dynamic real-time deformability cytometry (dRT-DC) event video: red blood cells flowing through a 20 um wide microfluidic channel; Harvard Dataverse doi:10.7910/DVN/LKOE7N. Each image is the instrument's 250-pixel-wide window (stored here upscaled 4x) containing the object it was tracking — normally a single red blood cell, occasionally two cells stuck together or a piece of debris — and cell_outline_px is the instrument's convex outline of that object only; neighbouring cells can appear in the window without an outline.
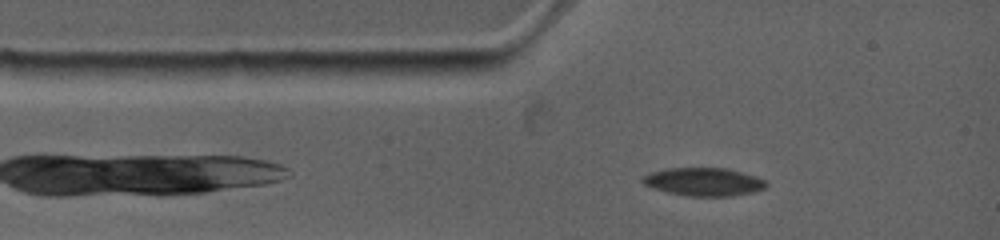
{"species": "common noctule bat (a hibernating species)", "species_latin": "Nyctalus noctula", "temperature_condition": "warm", "stored_images_in_passage": 40, "camera_frame_rate_fps": 4500, "um_per_image_px": 0.085, "animal": {"sex": "female", "body_mass_g": 19.0, "forearm_length_mm": 53.3}, "frame": {"image": 1, "passage_image": 5, "time_ms": 1.333, "image_size_px": [1000, 240], "cell_outline_px": [[768, 184], [764, 188], [752, 192], [732, 196], [688, 196], [668, 192], [644, 184], [640, 180], [644, 176], [652, 172], [664, 168], [728, 168], [756, 176], [764, 180]], "centroid_in_image_um": [59.83, 15.44], "position_along_channel_um": 25.2, "area_um2": 20.11}}
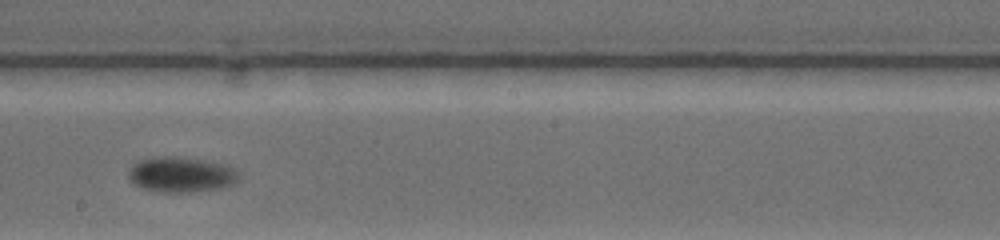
{"frame": {"image": 2, "passage_image": 23, "time_ms": 7.111, "image_size_px": [1000, 240], "cell_outline_px": [[240, 176], [232, 184], [224, 188], [192, 192], [156, 192], [140, 188], [132, 184], [128, 176], [128, 168], [132, 164], [140, 160], [164, 156], [204, 160], [224, 164], [236, 168]], "centroid_in_image_um": [15.37, 14.86], "position_along_channel_um": 232.8, "area_um2": 22.95}}
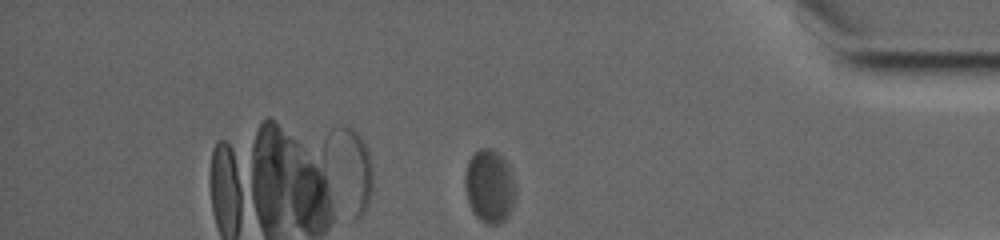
{"frame": {"image": 3, "passage_image": 40, "time_ms": 12.222, "image_size_px": [1000, 240], "cell_outline_px": [[516, 196], [512, 208], [508, 216], [500, 224], [488, 224], [476, 216], [468, 200], [464, 184], [464, 176], [468, 160], [480, 148], [492, 148], [508, 164], [516, 184]], "centroid_in_image_um": [41.63, 15.83], "position_along_channel_um": 393.6, "area_um2": 21.62}, "authors_computed_cell_mechanics": {"area_um2": 22.2241, "velocity_mm_per_s": 3.7348, "shape_relaxation_time_tau1_ms": 4.2845, "shape_relaxation_time_tau2_ms": null, "deformation_change_tau1": 0.1143, "deformation_change_tau2": null}}